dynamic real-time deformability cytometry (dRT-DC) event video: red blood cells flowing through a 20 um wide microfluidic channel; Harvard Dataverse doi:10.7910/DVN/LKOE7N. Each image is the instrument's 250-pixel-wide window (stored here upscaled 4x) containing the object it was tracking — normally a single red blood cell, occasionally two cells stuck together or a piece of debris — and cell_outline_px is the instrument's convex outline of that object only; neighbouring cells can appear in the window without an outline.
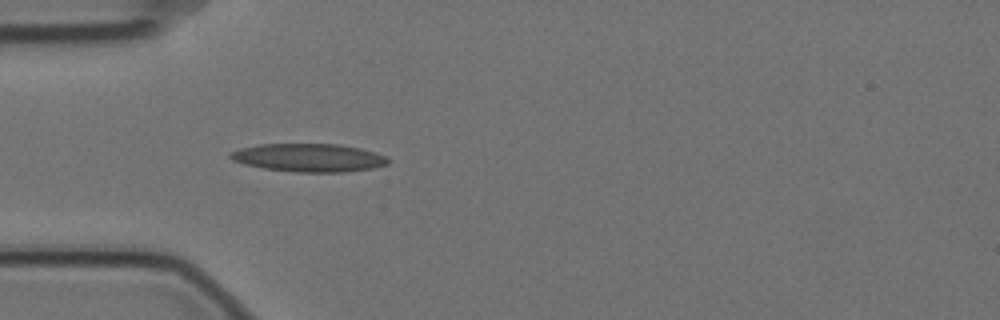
{"species": "Egyptian fruit bat (a non-hibernating species)", "species_latin": "Rousettus aegyptiacus", "temperature_condition": "cold", "stored_images_in_passage": 4, "camera_frame_rate_fps": 3000, "um_per_image_px": 0.085, "animal": {"sex": "female"}, "frame": {"image": 1, "passage_image": 1, "time_ms": 0.0, "image_size_px": [1000, 320], "cell_outline_px": [[388, 164], [372, 168], [344, 172], [296, 172], [264, 168], [244, 164], [232, 160], [228, 156], [228, 152], [240, 148], [260, 144], [340, 144], [360, 148], [384, 156], [388, 160]], "centroid_in_image_um": [26.19, 13.4], "position_along_channel_um": 58.8, "area_um2": 25.78}}
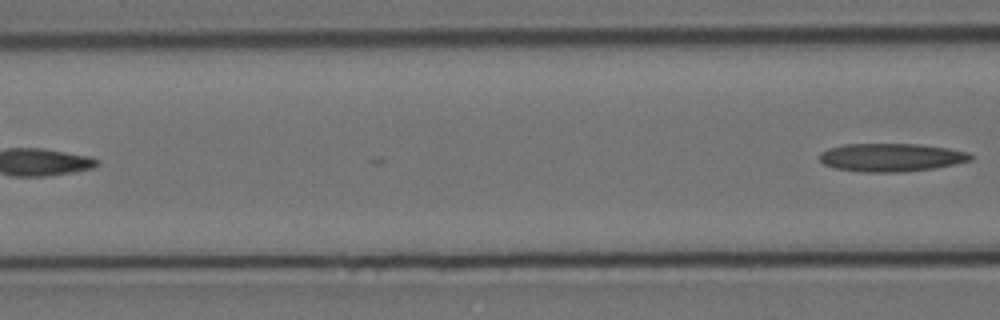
{"frame": {"image": 2, "passage_image": 4, "time_ms": 1.0, "image_size_px": [1000, 320], "cell_outline_px": [[972, 160], [956, 164], [932, 168], [904, 172], [860, 172], [836, 168], [824, 164], [820, 160], [820, 152], [828, 148], [844, 144], [920, 144], [948, 148], [968, 152], [972, 156]], "centroid_in_image_um": [75.75, 13.38], "position_along_channel_um": 90.9, "area_um2": 24.85}}